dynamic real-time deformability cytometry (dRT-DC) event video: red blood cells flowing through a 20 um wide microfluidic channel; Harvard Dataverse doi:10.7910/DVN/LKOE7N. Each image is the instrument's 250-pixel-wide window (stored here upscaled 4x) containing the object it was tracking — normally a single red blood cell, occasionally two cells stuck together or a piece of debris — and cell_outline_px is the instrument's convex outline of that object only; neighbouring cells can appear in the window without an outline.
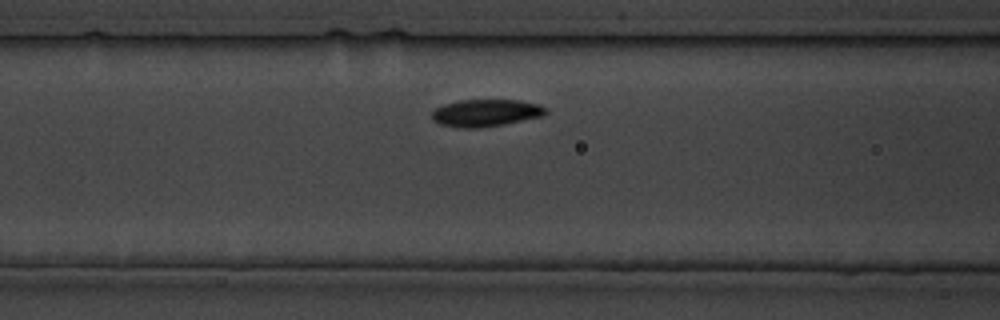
{"species": "common noctule bat (a hibernating species)", "species_latin": "Nyctalus noctula", "temperature_condition": "cold", "stored_images_in_passage": 22, "camera_frame_rate_fps": 3000, "um_per_image_px": 0.085, "animal": {"sex": "male", "body_mass_g": 19.5, "forearm_length_mm": 54.6}, "frame": {"image": 1, "passage_image": 5, "time_ms": 4.667, "image_size_px": [1000, 320], "cell_outline_px": [[548, 112], [544, 116], [504, 124], [476, 128], [460, 128], [440, 124], [432, 120], [432, 112], [436, 108], [444, 104], [460, 100], [520, 100], [536, 104], [544, 108]], "centroid_in_image_um": [41.27, 9.6], "position_along_channel_um": 125.3, "area_um2": 17.98}}
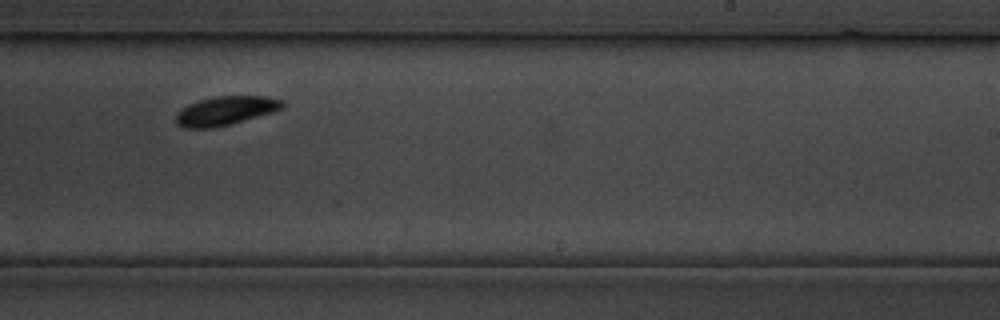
{"frame": {"image": 2, "passage_image": 13, "time_ms": 14.667, "image_size_px": [1000, 320], "cell_outline_px": [[284, 104], [280, 108], [272, 112], [228, 124], [212, 128], [184, 128], [176, 124], [176, 116], [188, 104], [200, 100], [216, 96], [264, 96], [284, 100]], "centroid_in_image_um": [19.16, 9.4], "position_along_channel_um": 269.8, "area_um2": 17.51}}
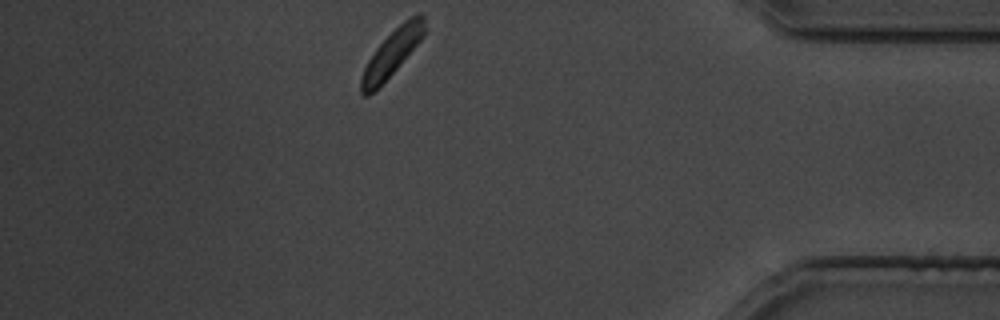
{"frame": {"image": 3, "passage_image": 22, "time_ms": 26.0, "image_size_px": [1000, 320], "cell_outline_px": [[424, 36], [396, 68], [368, 96], [364, 96], [360, 92], [360, 80], [364, 68], [368, 60], [376, 48], [404, 20], [416, 12], [420, 12], [424, 16]], "centroid_in_image_um": [33.31, 4.47], "position_along_channel_um": 401.9, "area_um2": 16.47}}